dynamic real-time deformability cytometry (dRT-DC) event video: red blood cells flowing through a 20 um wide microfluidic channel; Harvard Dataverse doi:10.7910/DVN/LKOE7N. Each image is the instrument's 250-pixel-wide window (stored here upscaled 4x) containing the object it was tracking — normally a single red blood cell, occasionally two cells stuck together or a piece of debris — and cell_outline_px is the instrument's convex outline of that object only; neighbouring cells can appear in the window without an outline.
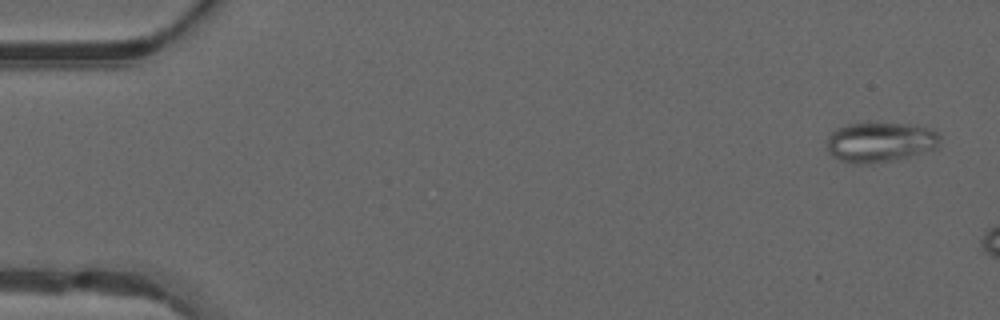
{"species": "common noctule bat (a hibernating species)", "species_latin": "Nyctalus noctula", "temperature_condition": "warm", "stored_images_in_passage": 9, "camera_frame_rate_fps": 3000, "um_per_image_px": 0.085, "animal": {"sex": "male", "forearm_length_mm": 52.5}, "frame": {"image": 1, "passage_image": 2, "time_ms": 0.333, "image_size_px": [1000, 320], "cell_outline_px": [[940, 148], [892, 160], [872, 164], [852, 164], [840, 160], [832, 156], [828, 152], [828, 136], [836, 128], [848, 124], [908, 124], [932, 128], [940, 136]], "centroid_in_image_um": [74.83, 12.1], "position_along_channel_um": 10.2, "area_um2": 26.36}}